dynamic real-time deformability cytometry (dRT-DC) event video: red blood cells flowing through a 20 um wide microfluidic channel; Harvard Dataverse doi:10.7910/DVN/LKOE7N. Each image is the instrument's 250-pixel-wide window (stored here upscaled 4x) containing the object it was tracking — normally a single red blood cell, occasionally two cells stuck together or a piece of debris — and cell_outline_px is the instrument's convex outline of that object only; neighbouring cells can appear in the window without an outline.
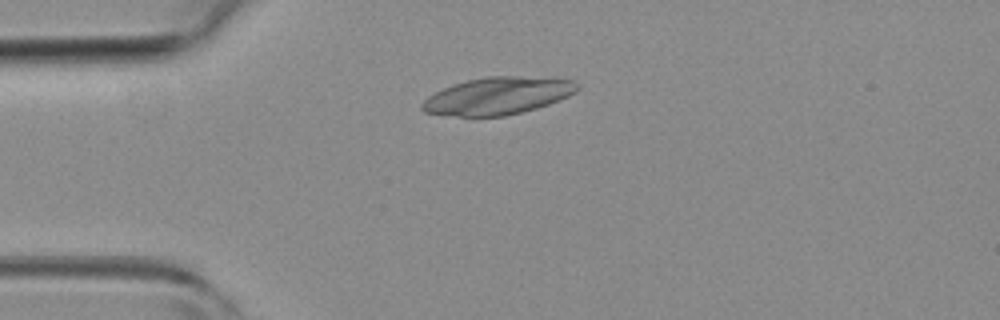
{"species": "common noctule bat (a hibernating species)", "species_latin": "Nyctalus noctula", "temperature_condition": "room temperature", "stored_images_in_passage": 3, "camera_frame_rate_fps": 3000, "um_per_image_px": 0.085, "animal": {"sex": "female", "body_mass_g": 19.3, "forearm_length_mm": 54.1}, "frame": {"image": 1, "passage_image": 2, "time_ms": 2.0, "image_size_px": [1000, 320], "cell_outline_px": [[580, 88], [576, 92], [560, 100], [536, 108], [504, 116], [460, 116], [424, 112], [420, 108], [420, 104], [428, 96], [444, 88], [468, 80], [488, 76], [516, 76], [572, 80], [580, 84]], "centroid_in_image_um": [42.32, 8.15], "position_along_channel_um": 42.7, "area_um2": 33.41}}